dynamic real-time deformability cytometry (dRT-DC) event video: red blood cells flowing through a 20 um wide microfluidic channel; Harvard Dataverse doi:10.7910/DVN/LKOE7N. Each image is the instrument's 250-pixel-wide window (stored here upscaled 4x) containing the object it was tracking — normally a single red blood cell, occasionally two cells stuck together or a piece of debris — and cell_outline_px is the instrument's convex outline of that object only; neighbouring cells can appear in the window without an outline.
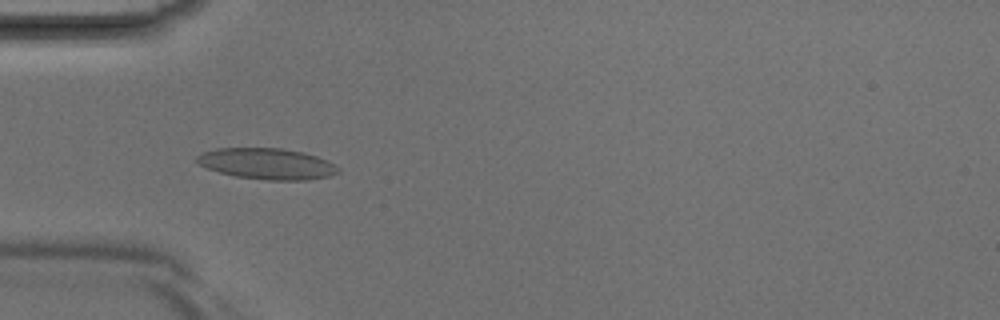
{"species": "Egyptian fruit bat (a non-hibernating species)", "species_latin": "Rousettus aegyptiacus", "temperature_condition": "room temperature", "stored_images_in_passage": 34, "camera_frame_rate_fps": 3000, "um_per_image_px": 0.085, "animal": {"sex": "male"}, "frame": {"image": 1, "passage_image": 5, "time_ms": 1.333, "image_size_px": [1000, 320], "cell_outline_px": [[340, 172], [328, 176], [308, 180], [268, 180], [236, 176], [220, 172], [208, 168], [200, 164], [196, 160], [196, 156], [204, 152], [216, 148], [280, 148], [304, 152], [316, 156], [340, 168]], "centroid_in_image_um": [22.7, 13.92], "position_along_channel_um": 62.3, "area_um2": 25.32}}
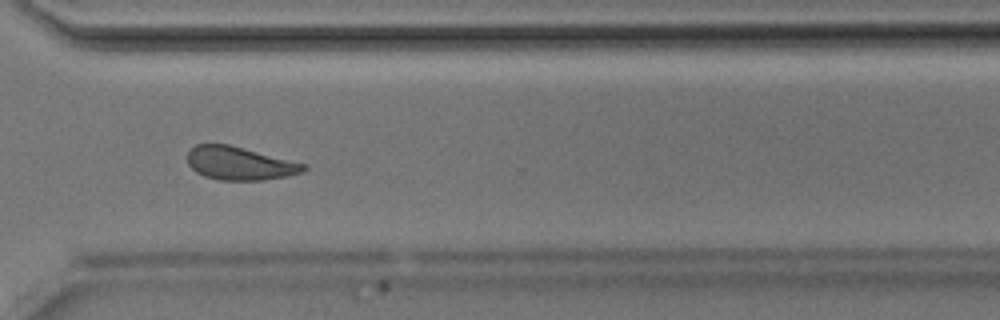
{"frame": {"image": 2, "passage_image": 23, "time_ms": 7.333, "image_size_px": [1000, 320], "cell_outline_px": [[308, 168], [304, 172], [288, 176], [264, 180], [220, 180], [204, 176], [196, 172], [188, 164], [188, 152], [196, 144], [228, 144], [308, 164]], "centroid_in_image_um": [20.42, 13.89], "position_along_channel_um": 350.2, "area_um2": 22.6}}
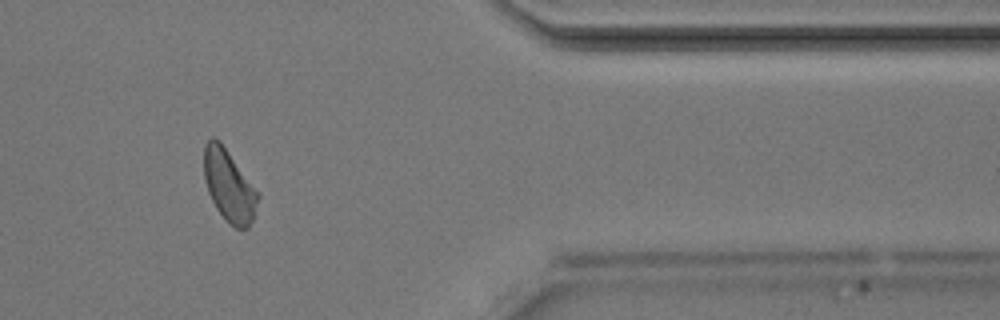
{"frame": {"image": 3, "passage_image": 27, "time_ms": 8.667, "image_size_px": [1000, 320], "cell_outline_px": [[260, 196], [252, 220], [248, 228], [236, 228], [228, 224], [216, 208], [208, 192], [204, 180], [204, 144], [212, 136], [220, 140], [260, 192]], "centroid_in_image_um": [19.48, 15.76], "position_along_channel_um": 391.9, "area_um2": 22.95}}